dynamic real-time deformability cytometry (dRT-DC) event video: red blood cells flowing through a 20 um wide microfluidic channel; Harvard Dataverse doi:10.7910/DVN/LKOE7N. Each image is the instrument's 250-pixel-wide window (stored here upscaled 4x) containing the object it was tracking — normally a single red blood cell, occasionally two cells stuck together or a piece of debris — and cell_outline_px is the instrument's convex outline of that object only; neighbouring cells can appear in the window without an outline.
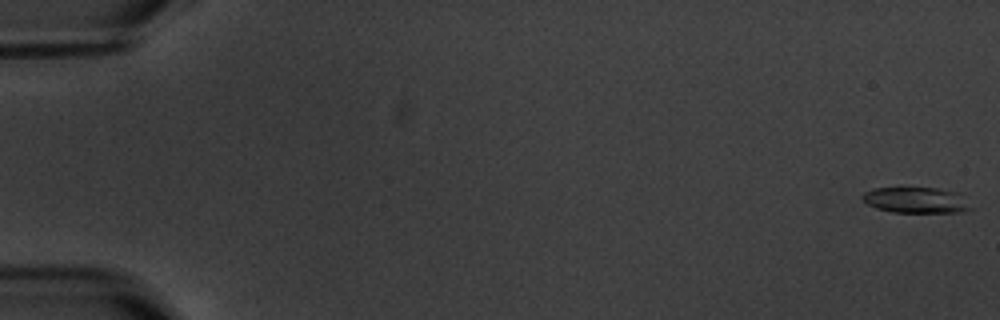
{"species": "common noctule bat (a hibernating species)", "species_latin": "Nyctalus noctula", "temperature_condition": "warm", "stored_images_in_passage": 6, "camera_frame_rate_fps": 3000, "um_per_image_px": 0.085, "animal": {"sex": "male", "body_mass_g": 20.1, "forearm_length_mm": 53.5}, "frame": {"image": 1, "passage_image": 1, "time_ms": 0.0, "image_size_px": [1000, 320], "cell_outline_px": [[972, 208], [964, 212], [892, 212], [876, 208], [868, 204], [860, 196], [864, 192], [876, 188], [936, 188], [956, 192]], "centroid_in_image_um": [77.82, 17.01], "position_along_channel_um": 7.2, "area_um2": 16.01}}
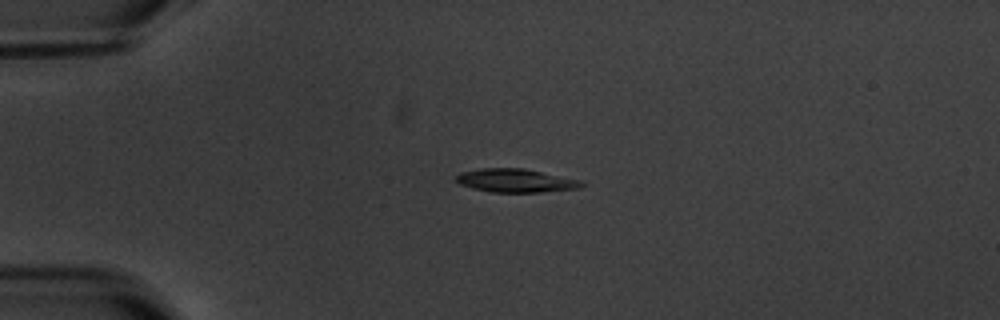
{"frame": {"image": 2, "passage_image": 5, "time_ms": 4.667, "image_size_px": [1000, 320], "cell_outline_px": [[584, 184], [580, 188], [540, 192], [492, 192], [472, 188], [460, 184], [456, 180], [456, 176], [460, 172], [480, 168], [524, 168], [580, 180]], "centroid_in_image_um": [43.81, 15.34], "position_along_channel_um": 41.2, "area_um2": 17.05}}